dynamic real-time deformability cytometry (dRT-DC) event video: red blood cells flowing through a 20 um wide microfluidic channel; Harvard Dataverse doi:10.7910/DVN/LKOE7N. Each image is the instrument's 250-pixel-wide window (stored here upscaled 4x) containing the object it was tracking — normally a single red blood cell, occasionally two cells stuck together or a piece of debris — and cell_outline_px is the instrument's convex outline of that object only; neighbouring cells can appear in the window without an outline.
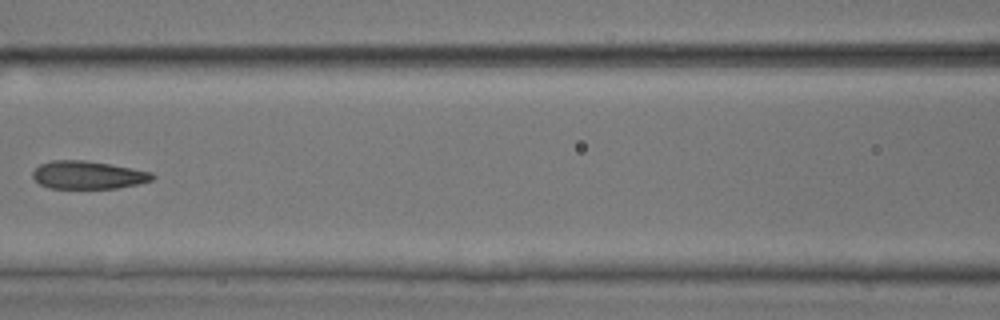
{"species": "common noctule bat (a hibernating species)", "species_latin": "Nyctalus noctula", "temperature_condition": "room temperature", "stored_images_in_passage": 6, "camera_frame_rate_fps": 3000, "um_per_image_px": 0.085, "animal": {"sex": "male", "body_mass_g": 17.9, "forearm_length_mm": 54.2}, "frame": {"image": 1, "passage_image": 6, "time_ms": 6.667, "image_size_px": [1000, 320], "cell_outline_px": [[156, 176], [152, 180], [136, 184], [116, 188], [52, 188], [40, 184], [32, 176], [32, 172], [40, 164], [52, 160], [84, 160], [108, 164], [152, 172]], "centroid_in_image_um": [7.47, 14.87], "position_along_channel_um": 159.1, "area_um2": 19.25}}